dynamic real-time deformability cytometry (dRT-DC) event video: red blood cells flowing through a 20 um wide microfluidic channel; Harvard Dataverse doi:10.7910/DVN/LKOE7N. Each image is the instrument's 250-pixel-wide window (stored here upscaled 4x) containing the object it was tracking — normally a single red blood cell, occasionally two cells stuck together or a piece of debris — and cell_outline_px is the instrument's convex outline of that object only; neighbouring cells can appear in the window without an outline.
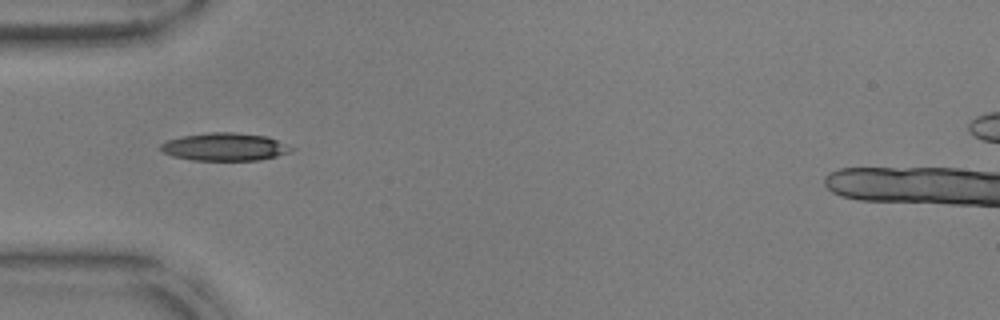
{"species": "common noctule bat (a hibernating species)", "species_latin": "Nyctalus noctula", "temperature_condition": "warm", "stored_images_in_passage": 4, "camera_frame_rate_fps": 3000, "um_per_image_px": 0.085, "animal": {"sex": "male", "body_mass_g": 17.9, "forearm_length_mm": 54.2}, "frame": {"image": 1, "passage_image": 1, "time_ms": 0.0, "image_size_px": [1000, 320], "cell_outline_px": [[296, 148], [288, 152], [276, 156], [260, 160], [192, 160], [172, 156], [164, 152], [160, 148], [160, 144], [168, 140], [184, 136], [208, 132], [236, 132], [268, 136]], "centroid_in_image_um": [19.13, 12.48], "position_along_channel_um": 65.9, "area_um2": 21.15}}